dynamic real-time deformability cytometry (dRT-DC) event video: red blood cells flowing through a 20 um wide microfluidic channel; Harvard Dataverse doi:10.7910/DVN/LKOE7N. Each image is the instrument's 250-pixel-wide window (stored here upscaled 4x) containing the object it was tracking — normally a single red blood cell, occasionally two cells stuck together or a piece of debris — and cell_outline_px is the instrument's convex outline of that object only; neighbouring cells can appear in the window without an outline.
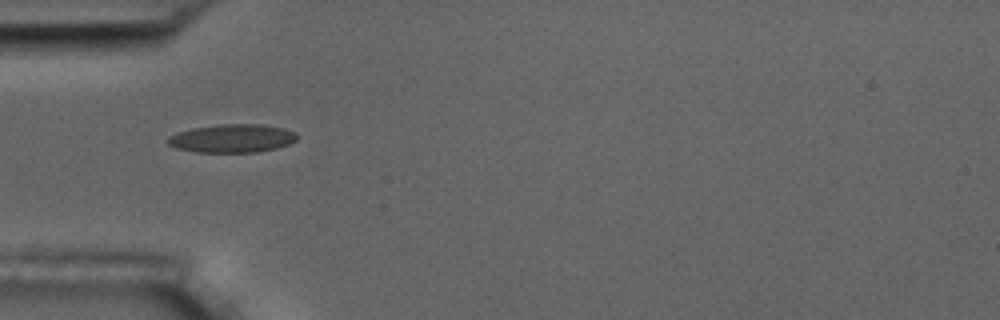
{"species": "common noctule bat (a hibernating species)", "species_latin": "Nyctalus noctula", "temperature_condition": "room temperature", "stored_images_in_passage": 39, "camera_frame_rate_fps": 3000, "um_per_image_px": 0.085, "animal": {"sex": "male", "body_mass_g": 17.5, "forearm_length_mm": 52.3}, "frame": {"image": 1, "passage_image": 1, "time_ms": 0.0, "image_size_px": [1000, 320], "cell_outline_px": [[300, 136], [296, 140], [288, 144], [276, 148], [256, 152], [196, 152], [176, 148], [168, 144], [168, 136], [176, 132], [192, 128], [220, 124], [260, 124], [284, 128], [296, 132]], "centroid_in_image_um": [19.74, 11.75], "position_along_channel_um": 65.3, "area_um2": 21.44}}
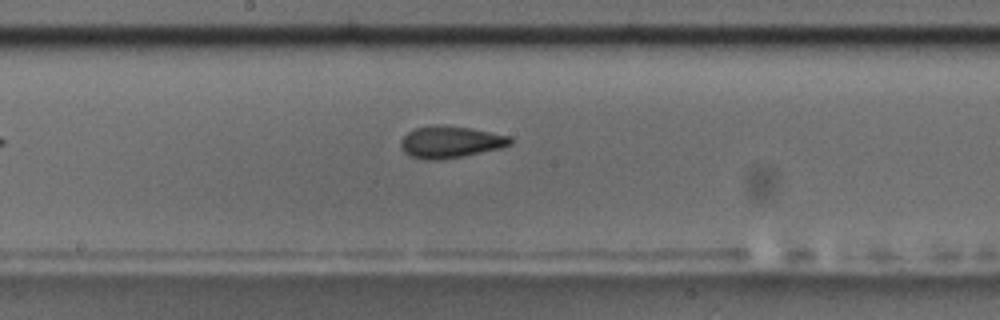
{"frame": {"image": 2, "passage_image": 13, "time_ms": 4.0, "image_size_px": [1000, 320], "cell_outline_px": [[512, 144], [500, 148], [464, 156], [436, 160], [424, 160], [408, 156], [400, 148], [400, 140], [408, 132], [416, 128], [436, 124], [444, 124], [472, 128], [512, 136]], "centroid_in_image_um": [38.27, 12.06], "position_along_channel_um": 209.9, "area_um2": 20.69}}
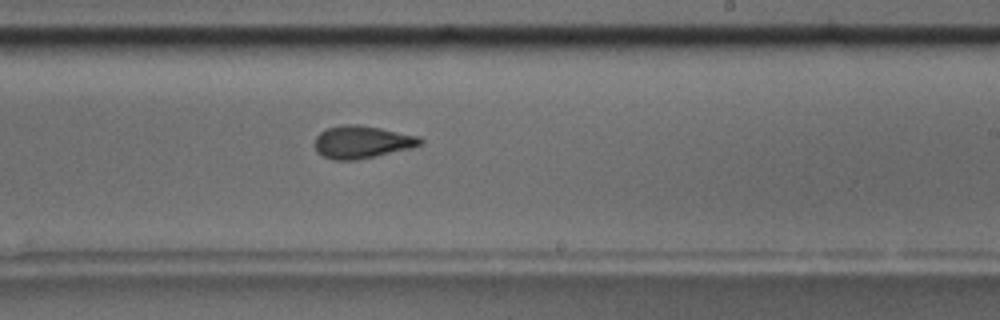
{"frame": {"image": 3, "passage_image": 17, "time_ms": 5.333, "image_size_px": [1000, 320], "cell_outline_px": [[424, 144], [412, 148], [376, 156], [356, 160], [332, 160], [316, 152], [312, 144], [316, 136], [324, 128], [340, 124], [360, 124], [420, 136], [424, 140]], "centroid_in_image_um": [30.74, 12.06], "position_along_channel_um": 258.3, "area_um2": 20.58}, "authors_computed_cell_mechanics": {"area_um2": 20.0566, "velocity_mm_per_s": 3.6373, "shape_relaxation_time_tau1_ms": 10.5509, "shape_relaxation_time_tau2_ms": 1.8092, "deformation_change_tau1": 0.2396, "deformation_change_tau2": 0.0883}}